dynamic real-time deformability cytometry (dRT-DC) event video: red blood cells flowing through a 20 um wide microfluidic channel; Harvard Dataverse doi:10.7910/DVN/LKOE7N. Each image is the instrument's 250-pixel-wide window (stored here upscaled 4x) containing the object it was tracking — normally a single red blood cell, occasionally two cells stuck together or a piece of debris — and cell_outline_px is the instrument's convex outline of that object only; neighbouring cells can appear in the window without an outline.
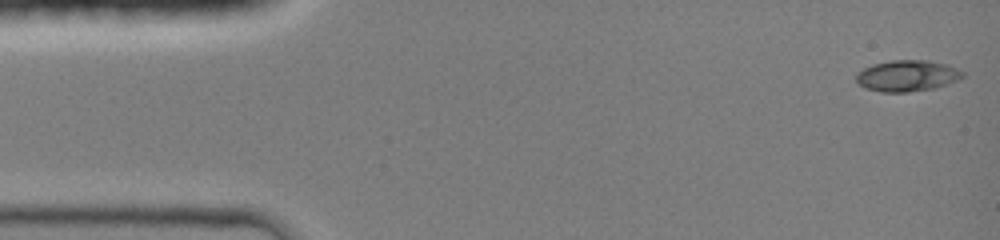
{"species": "common noctule bat (a hibernating species)", "species_latin": "Nyctalus noctula", "temperature_condition": "room temperature", "stored_images_in_passage": 22, "camera_frame_rate_fps": 3000, "um_per_image_px": 0.085, "animal": {"sex": "female", "body_mass_g": 19.0, "forearm_length_mm": 51.5}, "frame": {"image": 1, "passage_image": 1, "time_ms": 0.0, "image_size_px": [1000, 240], "cell_outline_px": [[964, 76], [956, 80], [932, 88], [908, 92], [880, 92], [864, 88], [856, 80], [856, 76], [864, 68], [872, 64], [892, 60], [928, 60], [948, 64], [964, 72]], "centroid_in_image_um": [77.1, 6.43], "position_along_channel_um": 7.9, "area_um2": 19.19}}
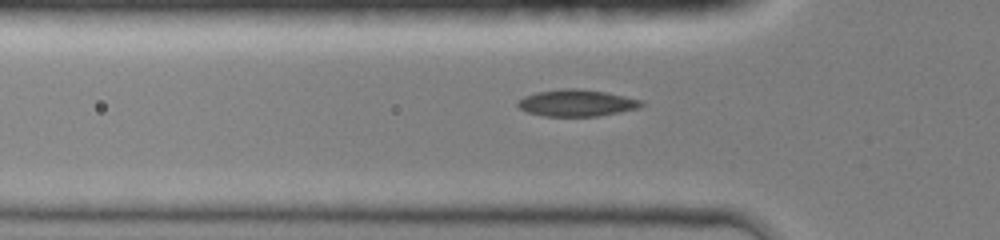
{"frame": {"image": 2, "passage_image": 12, "time_ms": 4.333, "image_size_px": [1000, 240], "cell_outline_px": [[644, 104], [640, 108], [596, 116], [544, 116], [528, 112], [520, 108], [516, 104], [516, 100], [524, 96], [536, 92], [560, 88], [576, 88], [604, 92], [624, 96], [640, 100]], "centroid_in_image_um": [48.96, 8.74], "position_along_channel_um": 76.8, "area_um2": 19.19}}
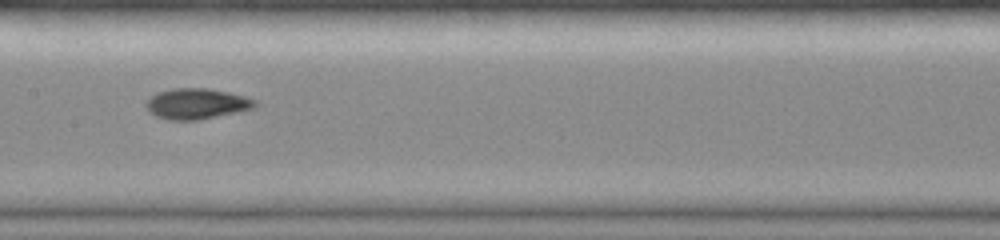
{"frame": {"image": 3, "passage_image": 21, "time_ms": 7.0, "image_size_px": [1000, 240], "cell_outline_px": [[260, 104], [256, 108], [200, 120], [168, 120], [156, 116], [148, 112], [144, 104], [156, 92], [172, 88], [208, 88], [228, 92], [244, 96], [256, 100]], "centroid_in_image_um": [16.73, 8.82], "position_along_channel_um": 190.7, "area_um2": 19.77}}